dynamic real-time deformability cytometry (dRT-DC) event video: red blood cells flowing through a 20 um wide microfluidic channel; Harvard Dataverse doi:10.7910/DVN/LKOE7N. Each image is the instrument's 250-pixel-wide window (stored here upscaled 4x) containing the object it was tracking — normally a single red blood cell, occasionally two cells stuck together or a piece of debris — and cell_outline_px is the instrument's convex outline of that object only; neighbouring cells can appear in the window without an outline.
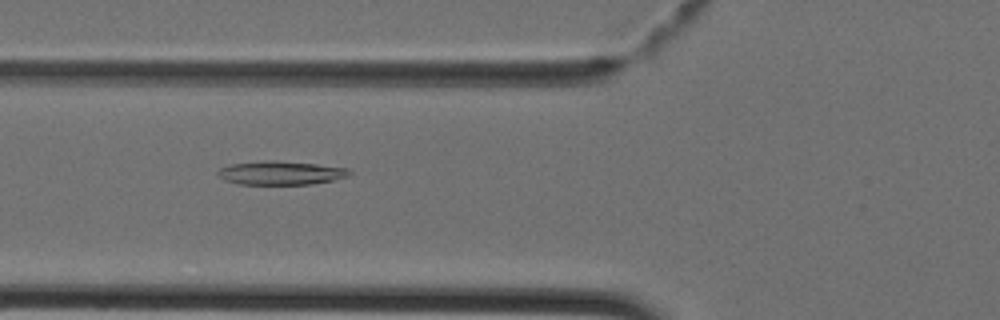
{"species": "Egyptian fruit bat (a non-hibernating species)", "species_latin": "Rousettus aegyptiacus", "temperature_condition": "cold", "stored_images_in_passage": 43, "camera_frame_rate_fps": 3000, "um_per_image_px": 0.085, "animal": {"sex": "female"}, "frame": {"image": 1, "passage_image": 16, "time_ms": 5.0, "image_size_px": [1000, 320], "cell_outline_px": [[352, 176], [312, 184], [236, 184], [224, 180], [216, 172], [220, 168], [228, 164], [264, 160], [276, 160], [316, 164], [348, 168], [352, 172]], "centroid_in_image_um": [23.86, 14.69], "position_along_channel_um": 101.9, "area_um2": 18.38}}
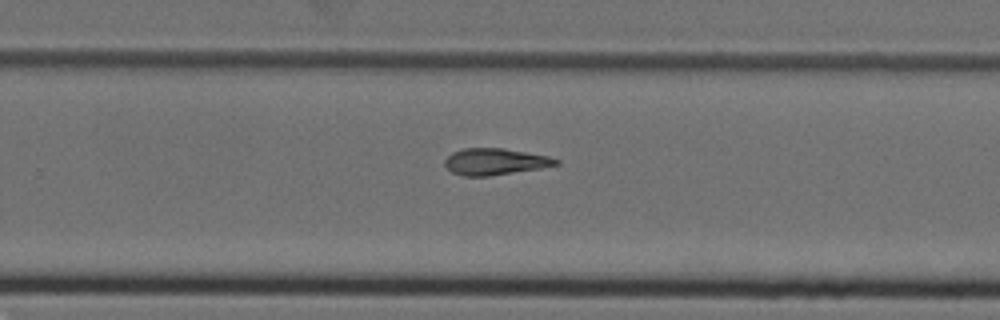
{"frame": {"image": 2, "passage_image": 28, "time_ms": 9.0, "image_size_px": [1000, 320], "cell_outline_px": [[560, 164], [540, 168], [488, 176], [464, 176], [452, 172], [444, 164], [444, 160], [452, 152], [464, 148], [504, 148], [548, 156], [560, 160]], "centroid_in_image_um": [42.07, 13.73], "position_along_channel_um": 287.7, "area_um2": 17.11}}
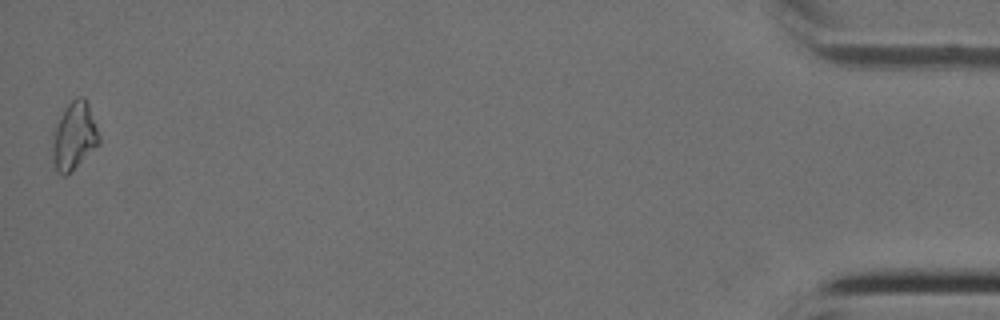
{"frame": {"image": 3, "passage_image": 43, "time_ms": 14.0, "image_size_px": [1000, 320], "cell_outline_px": [[100, 140], [64, 176], [60, 176], [56, 172], [52, 160], [52, 128], [68, 104], [76, 96], [84, 96], [88, 104], [100, 136]], "centroid_in_image_um": [6.23, 11.52], "position_along_channel_um": 429.0, "area_um2": 17.98}}